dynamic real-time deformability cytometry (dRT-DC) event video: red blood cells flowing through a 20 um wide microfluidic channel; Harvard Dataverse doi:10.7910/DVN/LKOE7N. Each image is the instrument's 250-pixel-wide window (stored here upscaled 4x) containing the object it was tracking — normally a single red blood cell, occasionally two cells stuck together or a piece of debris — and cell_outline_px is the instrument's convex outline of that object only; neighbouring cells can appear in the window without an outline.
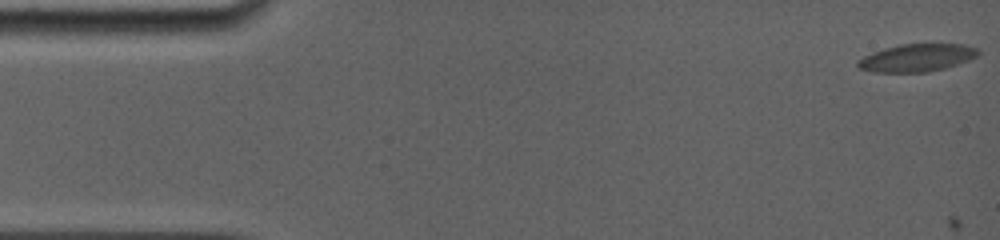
{"species": "common noctule bat (a hibernating species)", "species_latin": "Nyctalus noctula", "temperature_condition": "room temperature", "stored_images_in_passage": 7, "camera_frame_rate_fps": 5000, "um_per_image_px": 0.085, "animal": {"sex": "female", "body_mass_g": 19.0, "forearm_length_mm": 56.7}, "frame": {"image": 1, "passage_image": 1, "time_ms": 0.0, "image_size_px": [1000, 240], "cell_outline_px": [[980, 52], [976, 56], [968, 60], [944, 68], [928, 72], [876, 72], [860, 68], [856, 64], [856, 60], [872, 52], [884, 48], [900, 44], [964, 44], [976, 48]], "centroid_in_image_um": [77.9, 4.9], "position_along_channel_um": 7.1, "area_um2": 19.25}}